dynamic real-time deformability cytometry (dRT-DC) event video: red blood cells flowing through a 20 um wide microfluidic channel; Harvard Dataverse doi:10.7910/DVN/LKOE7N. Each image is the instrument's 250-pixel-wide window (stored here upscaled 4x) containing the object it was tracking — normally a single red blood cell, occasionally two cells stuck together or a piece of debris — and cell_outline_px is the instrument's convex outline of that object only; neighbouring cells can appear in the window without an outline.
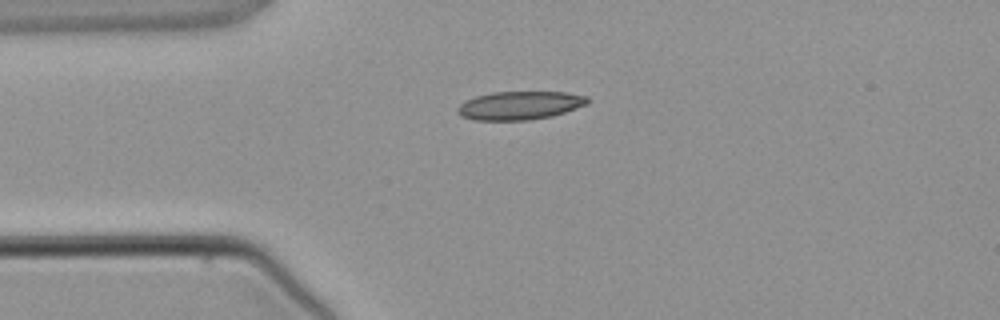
{"species": "common noctule bat (a hibernating species)", "species_latin": "Nyctalus noctula", "temperature_condition": "warm", "stored_images_in_passage": 1, "camera_frame_rate_fps": 3000, "um_per_image_px": 0.085, "animal": {"sex": "male", "body_mass_g": 21.5, "forearm_length_mm": 52.0}, "frame": {"image": 1, "passage_image": 1, "time_ms": 0.0, "image_size_px": [1000, 320], "cell_outline_px": [[588, 104], [552, 116], [528, 120], [472, 120], [460, 116], [456, 112], [456, 108], [464, 100], [476, 96], [492, 92], [564, 92], [588, 96]], "centroid_in_image_um": [44.13, 8.96], "position_along_channel_um": 40.9, "area_um2": 21.62}}